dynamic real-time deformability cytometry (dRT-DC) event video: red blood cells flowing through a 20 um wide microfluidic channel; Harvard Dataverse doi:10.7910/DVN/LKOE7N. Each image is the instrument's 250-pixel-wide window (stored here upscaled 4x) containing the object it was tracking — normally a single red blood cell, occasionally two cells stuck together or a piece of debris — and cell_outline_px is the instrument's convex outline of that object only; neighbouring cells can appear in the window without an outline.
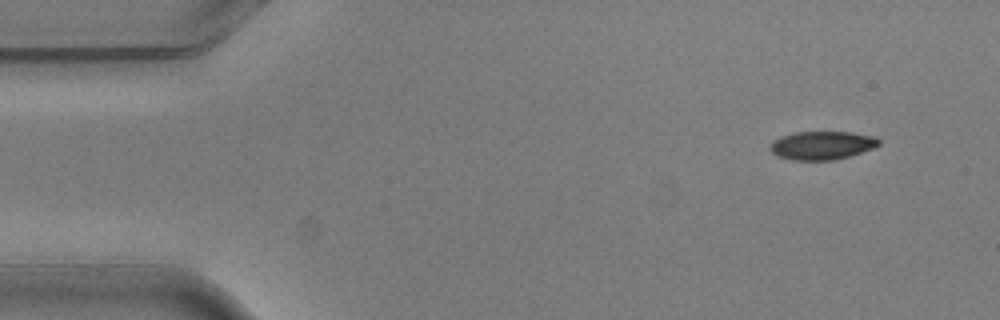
{"species": "common noctule bat (a hibernating species)", "species_latin": "Nyctalus noctula", "temperature_condition": "warm", "stored_images_in_passage": 4, "camera_frame_rate_fps": 3000, "um_per_image_px": 0.085, "animal": {"sex": "male", "body_mass_g": 20.5, "forearm_length_mm": 52.5}, "frame": {"image": 1, "passage_image": 1, "time_ms": 0.0, "image_size_px": [1000, 320], "cell_outline_px": [[880, 144], [872, 148], [848, 156], [832, 160], [792, 160], [776, 156], [768, 148], [780, 136], [796, 132], [852, 132], [876, 136], [880, 140]], "centroid_in_image_um": [69.87, 12.35], "position_along_channel_um": 15.1, "area_um2": 17.92}}